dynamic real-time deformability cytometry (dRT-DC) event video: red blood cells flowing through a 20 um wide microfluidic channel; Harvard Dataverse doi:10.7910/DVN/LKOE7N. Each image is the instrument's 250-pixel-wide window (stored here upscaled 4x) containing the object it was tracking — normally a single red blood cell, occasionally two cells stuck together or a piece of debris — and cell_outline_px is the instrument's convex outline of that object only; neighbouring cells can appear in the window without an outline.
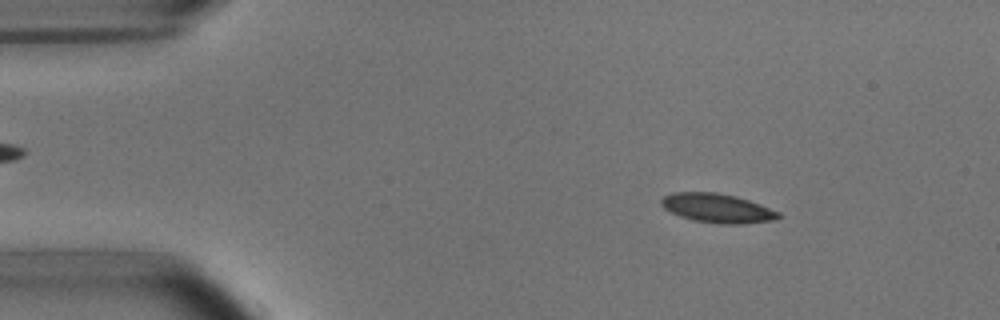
{"species": "common noctule bat (a hibernating species)", "species_latin": "Nyctalus noctula", "temperature_condition": "room temperature", "stored_images_in_passage": 52, "camera_frame_rate_fps": 3000, "um_per_image_px": 0.085, "animal": {"sex": "male", "body_mass_g": 15.6}, "frame": {"image": 1, "passage_image": 7, "time_ms": 2.0, "image_size_px": [1000, 320], "cell_outline_px": [[780, 216], [772, 220], [740, 224], [720, 224], [692, 220], [680, 216], [664, 208], [660, 204], [660, 200], [664, 196], [672, 192], [716, 192], [736, 196], [760, 204], [780, 212]], "centroid_in_image_um": [60.94, 17.69], "position_along_channel_um": 24.1, "area_um2": 19.83}}
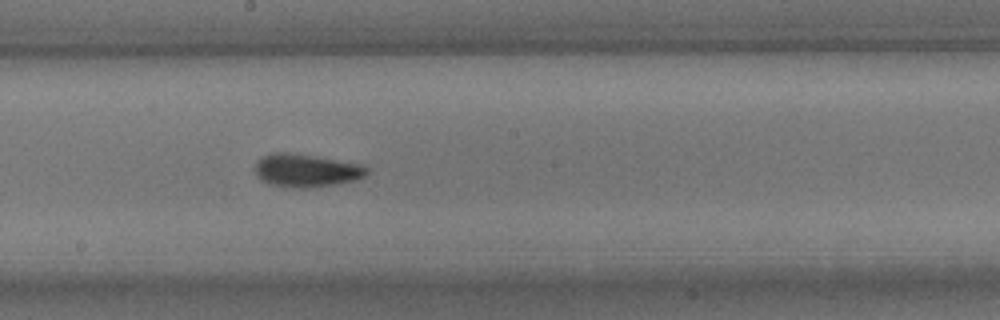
{"frame": {"image": 2, "passage_image": 28, "time_ms": 9.0, "image_size_px": [1000, 320], "cell_outline_px": [[368, 172], [364, 176], [356, 180], [332, 184], [304, 188], [296, 188], [268, 184], [260, 180], [256, 176], [256, 160], [272, 152], [292, 152], [316, 156], [360, 164], [368, 168]], "centroid_in_image_um": [25.99, 14.48], "position_along_channel_um": 222.2, "area_um2": 21.5}}
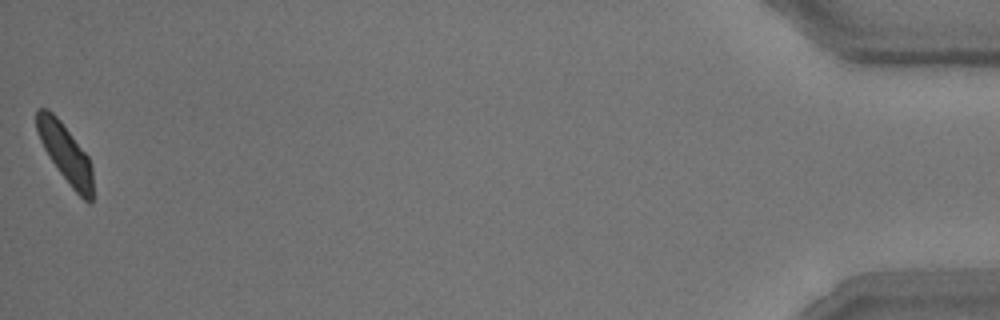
{"frame": {"image": 3, "passage_image": 52, "time_ms": 17.0, "image_size_px": [1000, 320], "cell_outline_px": [[92, 200], [88, 204], [72, 188], [60, 172], [44, 148], [40, 140], [36, 128], [36, 108], [48, 108], [60, 120], [88, 156], [92, 164]], "centroid_in_image_um": [5.56, 13.0], "position_along_channel_um": 429.6, "area_um2": 18.84}, "authors_computed_cell_mechanics": {"area_um2": 20.0277, "velocity_mm_per_s": 3.7773, "shape_relaxation_time_tau1_ms": 3.4185, "shape_relaxation_time_tau2_ms": 1.6296, "deformation_change_tau1": 0.1425, "deformation_change_tau2": 0.0714}}